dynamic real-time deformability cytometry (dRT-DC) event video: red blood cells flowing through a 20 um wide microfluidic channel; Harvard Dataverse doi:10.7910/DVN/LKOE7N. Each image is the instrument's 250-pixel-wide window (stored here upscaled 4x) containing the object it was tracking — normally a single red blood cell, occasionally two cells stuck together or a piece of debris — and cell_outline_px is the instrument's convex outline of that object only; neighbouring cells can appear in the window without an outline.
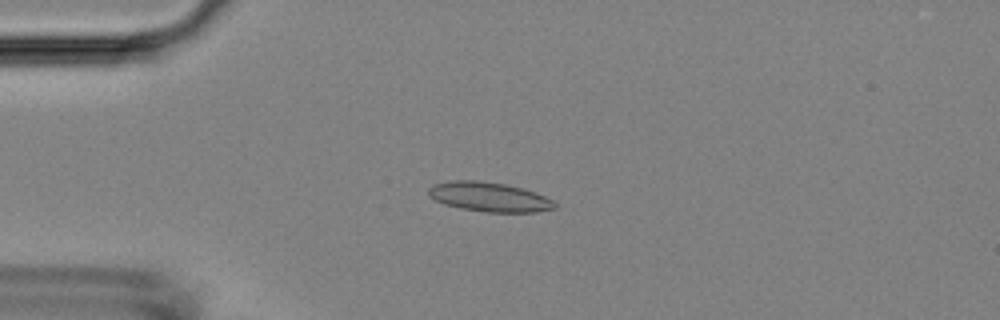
{"species": "Egyptian fruit bat (a non-hibernating species)", "species_latin": "Rousettus aegyptiacus", "temperature_condition": "room temperature", "stored_images_in_passage": 19, "camera_frame_rate_fps": 3000, "um_per_image_px": 0.085, "animal": {"sex": "female"}, "frame": {"image": 1, "passage_image": 13, "time_ms": 4.0, "image_size_px": [1000, 320], "cell_outline_px": [[556, 208], [536, 212], [488, 212], [460, 208], [444, 204], [428, 196], [428, 188], [432, 184], [448, 180], [476, 180], [504, 184], [536, 192], [552, 200], [556, 204]], "centroid_in_image_um": [41.54, 16.73], "position_along_channel_um": 43.5, "area_um2": 21.68}}